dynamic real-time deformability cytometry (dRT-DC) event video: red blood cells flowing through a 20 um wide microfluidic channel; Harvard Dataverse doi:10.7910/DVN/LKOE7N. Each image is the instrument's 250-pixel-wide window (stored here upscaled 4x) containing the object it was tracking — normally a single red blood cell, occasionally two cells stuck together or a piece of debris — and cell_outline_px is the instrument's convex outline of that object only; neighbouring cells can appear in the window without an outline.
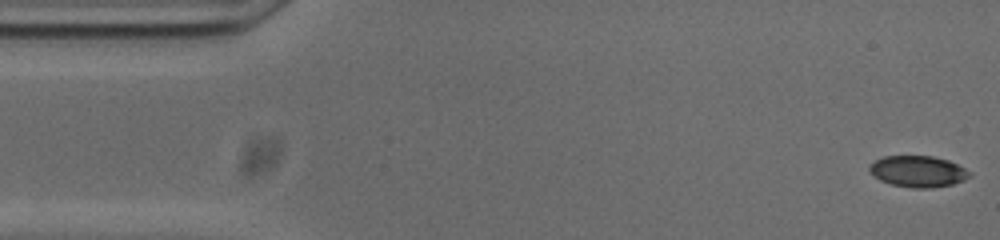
{"species": "common noctule bat (a hibernating species)", "species_latin": "Nyctalus noctula", "temperature_condition": "cold", "stored_images_in_passage": 47, "camera_frame_rate_fps": 3000, "um_per_image_px": 0.085, "animal": {"sex": "male", "body_mass_g": 20.0, "forearm_length_mm": 53.3}, "frame": {"image": 1, "passage_image": 1, "time_ms": 0.0, "image_size_px": [1000, 240], "cell_outline_px": [[972, 176], [964, 180], [952, 184], [932, 188], [912, 188], [892, 184], [880, 180], [872, 176], [868, 168], [868, 164], [884, 156], [932, 156], [948, 160], [972, 172]], "centroid_in_image_um": [78.02, 14.57], "position_along_channel_um": 7.0, "area_um2": 18.38}}
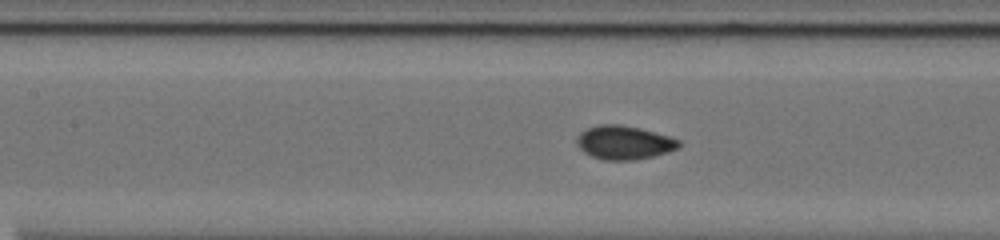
{"frame": {"image": 2, "passage_image": 22, "time_ms": 7.0, "image_size_px": [1000, 240], "cell_outline_px": [[680, 148], [668, 152], [636, 160], [604, 160], [592, 156], [584, 152], [576, 144], [576, 140], [580, 132], [588, 128], [600, 124], [620, 124], [640, 128], [668, 136], [680, 140]], "centroid_in_image_um": [53.05, 12.12], "position_along_channel_um": 154.4, "area_um2": 20.06}}
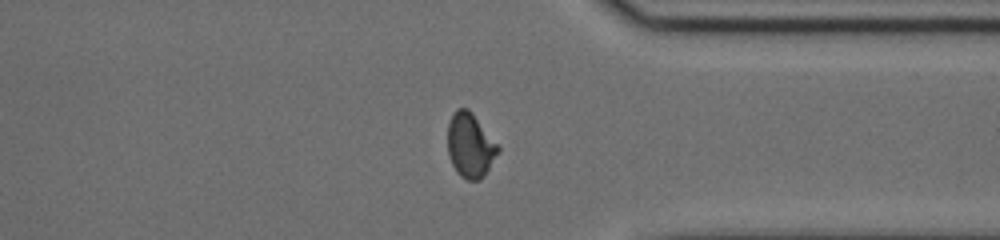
{"frame": {"image": 3, "passage_image": 40, "time_ms": 13.0, "image_size_px": [1000, 240], "cell_outline_px": [[500, 152], [484, 176], [480, 180], [468, 180], [460, 176], [456, 172], [448, 156], [448, 124], [452, 112], [456, 108], [468, 108], [472, 112], [500, 148]], "centroid_in_image_um": [39.96, 12.36], "position_along_channel_um": 371.4, "area_um2": 19.07}, "authors_computed_cell_mechanics": {"area_um2": 19.0162, "velocity_mm_per_s": 3.7421, "shape_relaxation_time_tau1_ms": 8.6167, "shape_relaxation_time_tau2_ms": 0.7952, "deformation_change_tau1": 0.1591, "deformation_change_tau2": 0.0512}}